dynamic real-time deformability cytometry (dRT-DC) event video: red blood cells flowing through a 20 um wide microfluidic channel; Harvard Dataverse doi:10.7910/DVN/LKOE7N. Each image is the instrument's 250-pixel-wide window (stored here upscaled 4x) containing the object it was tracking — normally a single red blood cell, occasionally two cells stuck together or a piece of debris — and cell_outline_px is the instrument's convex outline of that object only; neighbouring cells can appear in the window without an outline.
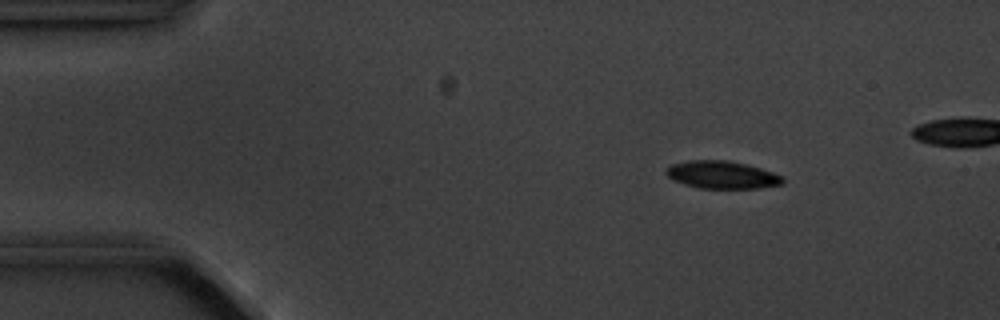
{"species": "common noctule bat (a hibernating species)", "species_latin": "Nyctalus noctula", "temperature_condition": "cold", "stored_images_in_passage": 7, "camera_frame_rate_fps": 3000, "um_per_image_px": 0.085, "animal": {"sex": "male", "body_mass_g": 20.1, "forearm_length_mm": 53.5}, "frame": {"image": 1, "passage_image": 3, "time_ms": 2.333, "image_size_px": [1000, 320], "cell_outline_px": [[784, 184], [760, 188], [700, 188], [684, 184], [672, 180], [664, 172], [672, 164], [688, 160], [728, 160], [760, 168], [784, 176]], "centroid_in_image_um": [61.38, 14.86], "position_along_channel_um": 23.6, "area_um2": 18.79}}